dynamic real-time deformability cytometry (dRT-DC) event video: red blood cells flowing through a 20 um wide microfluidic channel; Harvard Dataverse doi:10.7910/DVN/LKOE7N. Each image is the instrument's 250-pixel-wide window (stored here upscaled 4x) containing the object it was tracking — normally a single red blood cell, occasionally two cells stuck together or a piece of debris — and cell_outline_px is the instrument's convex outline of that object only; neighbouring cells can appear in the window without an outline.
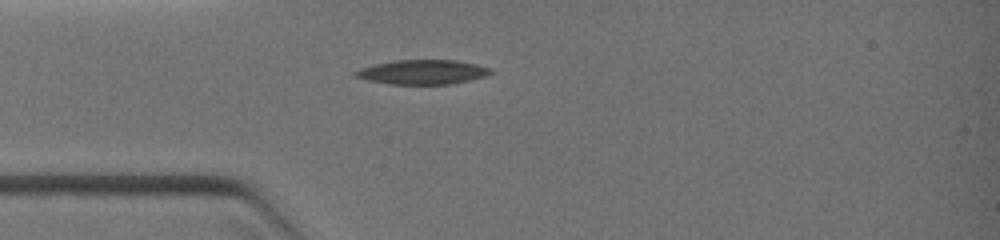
{"species": "common noctule bat (a hibernating species)", "species_latin": "Nyctalus noctula", "temperature_condition": "warm", "stored_images_in_passage": 3, "camera_frame_rate_fps": 3000, "um_per_image_px": 0.085, "animal": {"sex": "female", "body_mass_g": 19.0, "forearm_length_mm": 51.5}, "frame": {"image": 1, "passage_image": 3, "time_ms": 2.333, "image_size_px": [1000, 240], "cell_outline_px": [[492, 72], [488, 76], [452, 84], [392, 84], [368, 80], [352, 76], [352, 72], [360, 68], [376, 64], [396, 60], [456, 60], [476, 64], [492, 68]], "centroid_in_image_um": [35.93, 6.12], "position_along_channel_um": 49.1, "area_um2": 19.36}}